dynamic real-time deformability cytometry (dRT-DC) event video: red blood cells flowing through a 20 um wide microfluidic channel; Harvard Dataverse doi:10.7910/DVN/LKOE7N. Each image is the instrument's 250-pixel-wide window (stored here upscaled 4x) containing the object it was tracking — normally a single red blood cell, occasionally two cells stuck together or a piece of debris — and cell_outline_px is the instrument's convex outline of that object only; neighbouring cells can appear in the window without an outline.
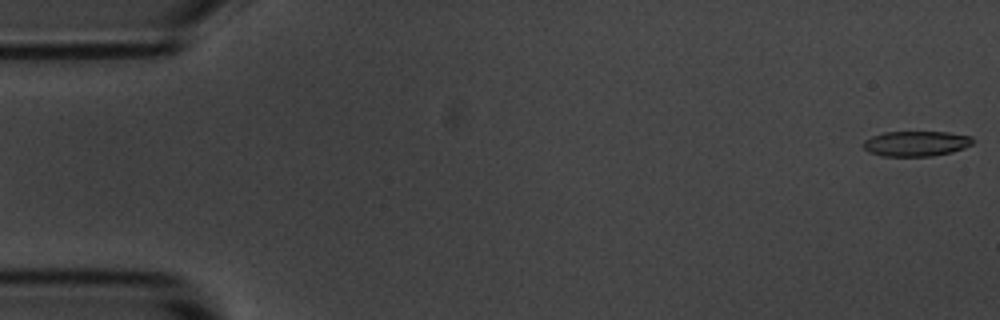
{"species": "common noctule bat (a hibernating species)", "species_latin": "Nyctalus noctula", "temperature_condition": "room temperature", "stored_images_in_passage": 4, "camera_frame_rate_fps": 3000, "um_per_image_px": 0.085, "animal": {"sex": "male", "body_mass_g": 20.1, "forearm_length_mm": 53.5}, "frame": {"image": 1, "passage_image": 1, "time_ms": 0.0, "image_size_px": [1000, 320], "cell_outline_px": [[976, 140], [972, 144], [964, 148], [952, 152], [932, 156], [880, 156], [868, 152], [860, 144], [864, 140], [872, 136], [884, 132], [948, 132], [972, 136]], "centroid_in_image_um": [77.86, 12.2], "position_along_channel_um": 7.1, "area_um2": 16.36}}